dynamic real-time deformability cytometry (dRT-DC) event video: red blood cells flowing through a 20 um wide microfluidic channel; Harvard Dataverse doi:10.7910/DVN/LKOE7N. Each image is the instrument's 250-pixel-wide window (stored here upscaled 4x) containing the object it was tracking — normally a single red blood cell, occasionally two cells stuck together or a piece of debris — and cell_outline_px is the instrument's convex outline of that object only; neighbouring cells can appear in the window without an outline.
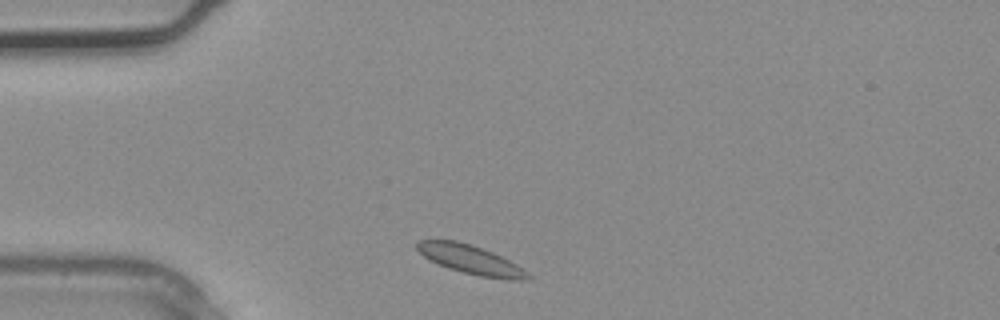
{"species": "common noctule bat (a hibernating species)", "species_latin": "Nyctalus noctula", "temperature_condition": "warm", "stored_images_in_passage": 1, "camera_frame_rate_fps": 3000, "um_per_image_px": 0.085, "animal": {"sex": "male", "body_mass_g": 20.4}, "frame": {"image": 1, "passage_image": 1, "time_ms": 0.0, "image_size_px": [1000, 320], "cell_outline_px": [[532, 276], [524, 280], [508, 280], [480, 276], [448, 268], [428, 260], [416, 248], [416, 244], [420, 240], [456, 240], [492, 252], [516, 264], [528, 272]], "centroid_in_image_um": [40.0, 22.08], "position_along_channel_um": 45.0, "area_um2": 18.44}}